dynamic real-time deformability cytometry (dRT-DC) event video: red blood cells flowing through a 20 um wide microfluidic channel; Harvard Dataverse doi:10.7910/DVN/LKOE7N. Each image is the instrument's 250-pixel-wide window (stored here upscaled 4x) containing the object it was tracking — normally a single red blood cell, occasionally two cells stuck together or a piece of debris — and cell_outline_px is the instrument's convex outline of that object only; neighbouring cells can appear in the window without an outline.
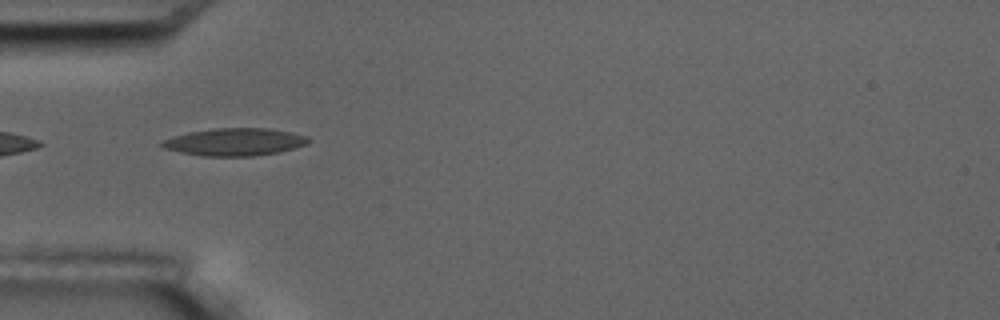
{"species": "common noctule bat (a hibernating species)", "species_latin": "Nyctalus noctula", "temperature_condition": "room temperature", "stored_images_in_passage": 4, "camera_frame_rate_fps": 3000, "um_per_image_px": 0.085, "animal": {"sex": "male", "body_mass_g": 17.5, "forearm_length_mm": 52.3}, "frame": {"image": 1, "passage_image": 1, "time_ms": 0.0, "image_size_px": [1000, 320], "cell_outline_px": [[312, 140], [308, 144], [276, 152], [252, 156], [204, 156], [180, 152], [164, 148], [156, 144], [164, 140], [188, 132], [212, 128], [268, 128], [308, 136]], "centroid_in_image_um": [19.93, 12.06], "position_along_channel_um": 65.1, "area_um2": 23.35}}
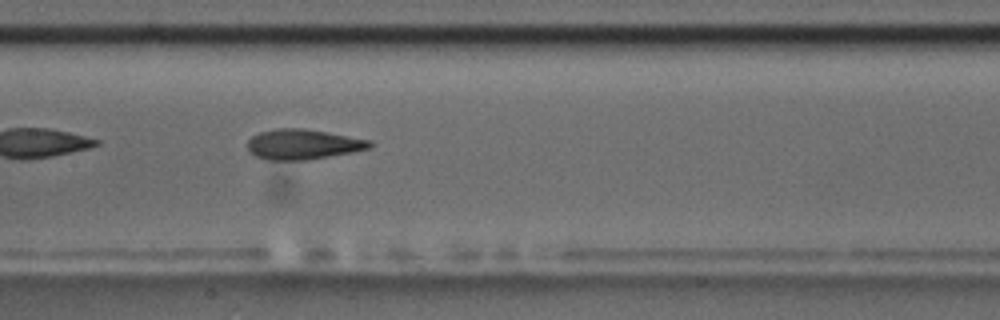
{"frame": {"image": 2, "passage_image": 4, "time_ms": 3.333, "image_size_px": [1000, 320], "cell_outline_px": [[376, 144], [372, 148], [352, 152], [304, 160], [268, 160], [256, 156], [248, 152], [248, 140], [252, 136], [260, 132], [276, 128], [304, 128], [328, 132], [372, 140]], "centroid_in_image_um": [25.79, 12.26], "position_along_channel_um": 181.6, "area_um2": 21.68}}